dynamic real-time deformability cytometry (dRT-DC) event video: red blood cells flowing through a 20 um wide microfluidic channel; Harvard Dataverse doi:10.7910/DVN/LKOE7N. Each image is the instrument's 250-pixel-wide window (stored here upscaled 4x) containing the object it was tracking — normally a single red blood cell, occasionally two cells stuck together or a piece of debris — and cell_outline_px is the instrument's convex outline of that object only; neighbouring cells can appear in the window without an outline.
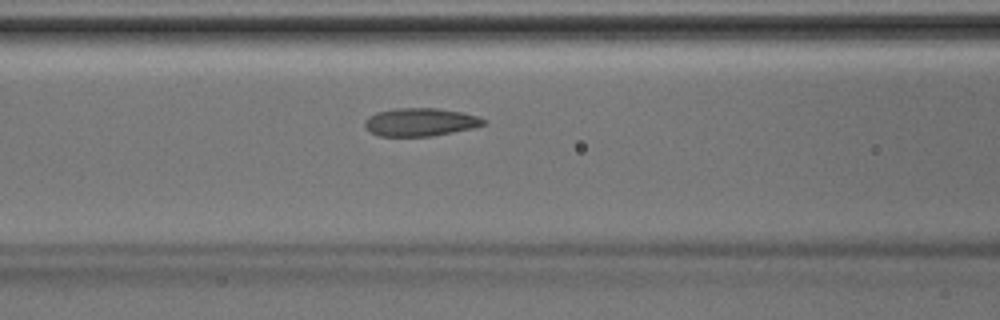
{"species": "Egyptian fruit bat (a non-hibernating species)", "species_latin": "Rousettus aegyptiacus", "temperature_condition": "room temperature", "stored_images_in_passage": 42, "camera_frame_rate_fps": 3000, "um_per_image_px": 0.085, "animal": {"sex": "male"}, "frame": {"image": 1, "passage_image": 17, "time_ms": 5.333, "image_size_px": [1000, 320], "cell_outline_px": [[488, 120], [484, 124], [472, 128], [432, 136], [380, 136], [364, 128], [364, 120], [368, 116], [376, 112], [396, 108], [436, 108], [460, 112], [480, 116]], "centroid_in_image_um": [35.71, 10.37], "position_along_channel_um": 130.9, "area_um2": 19.48}}
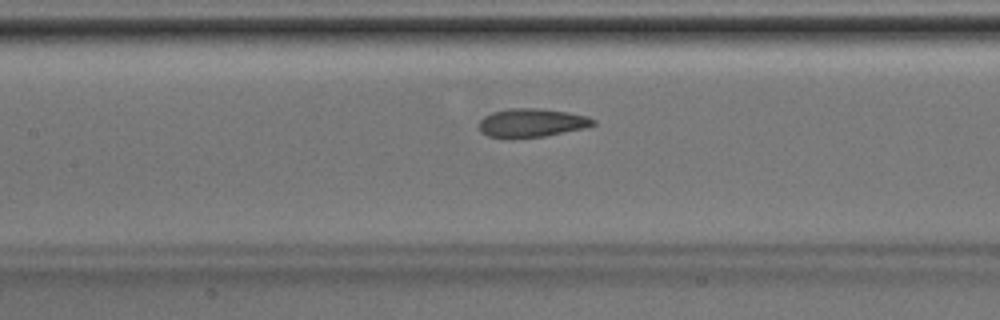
{"frame": {"image": 2, "passage_image": 19, "time_ms": 6.0, "image_size_px": [1000, 320], "cell_outline_px": [[596, 124], [584, 128], [544, 136], [512, 140], [504, 140], [488, 136], [480, 132], [480, 120], [484, 116], [492, 112], [508, 108], [540, 108], [568, 112], [584, 116], [596, 120]], "centroid_in_image_um": [45.13, 10.47], "position_along_channel_um": 162.3, "area_um2": 19.42}}
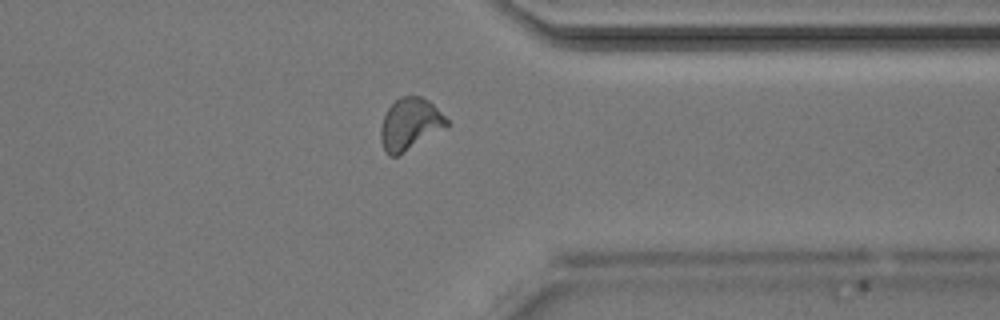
{"frame": {"image": 3, "passage_image": 33, "time_ms": 10.667, "image_size_px": [1000, 320], "cell_outline_px": [[448, 128], [396, 156], [388, 156], [384, 152], [380, 140], [380, 128], [384, 116], [388, 108], [400, 96], [420, 96], [428, 100], [448, 120]], "centroid_in_image_um": [34.84, 10.57], "position_along_channel_um": 376.6, "area_um2": 20.0}}